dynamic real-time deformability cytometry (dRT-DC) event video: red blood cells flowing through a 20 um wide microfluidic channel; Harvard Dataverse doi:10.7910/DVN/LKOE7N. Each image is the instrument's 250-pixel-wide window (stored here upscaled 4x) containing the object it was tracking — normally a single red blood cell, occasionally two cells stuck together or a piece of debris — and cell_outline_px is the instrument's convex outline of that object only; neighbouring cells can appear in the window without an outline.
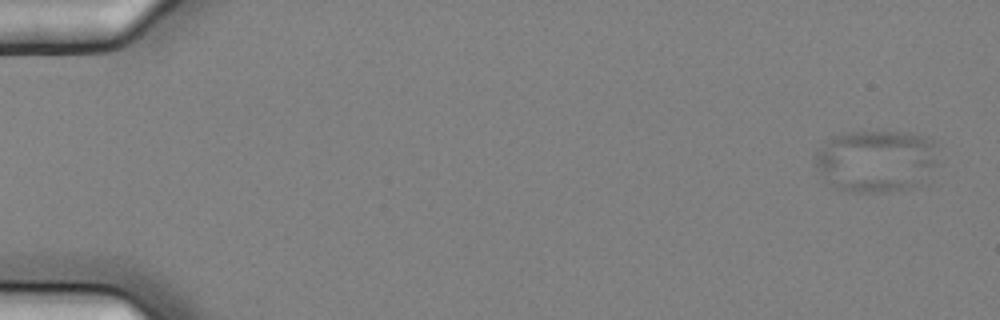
{"species": "common noctule bat (a hibernating species)", "species_latin": "Nyctalus noctula", "temperature_condition": "cold", "stored_images_in_passage": 7, "camera_frame_rate_fps": 3000, "um_per_image_px": 0.085, "animal": {"sex": "female", "body_mass_g": 25.1}, "frame": {"image": 1, "passage_image": 7, "time_ms": 2.0, "image_size_px": [1000, 320], "cell_outline_px": [[936, 164], [928, 184], [912, 188], [888, 192], [856, 192], [836, 188], [816, 168], [812, 160], [816, 148], [824, 140], [832, 136], [848, 132], [912, 132], [928, 136], [932, 140], [936, 160]], "centroid_in_image_um": [74.48, 13.68], "position_along_channel_um": 10.5, "area_um2": 45.72}}